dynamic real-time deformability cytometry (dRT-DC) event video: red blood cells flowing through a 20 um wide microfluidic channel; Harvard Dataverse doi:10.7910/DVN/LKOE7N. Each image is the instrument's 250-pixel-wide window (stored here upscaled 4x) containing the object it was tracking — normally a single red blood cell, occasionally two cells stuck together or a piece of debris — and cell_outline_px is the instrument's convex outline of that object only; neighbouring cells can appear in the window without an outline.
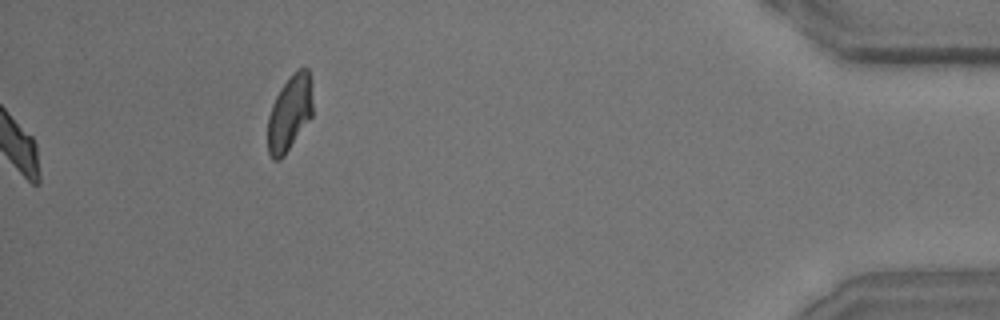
{"species": "common noctule bat (a hibernating species)", "species_latin": "Nyctalus noctula", "temperature_condition": "room temperature", "stored_images_in_passage": 37, "camera_frame_rate_fps": 3000, "um_per_image_px": 0.085, "animal": {"sex": "male", "body_mass_g": 15.6}, "frame": {"image": 1, "passage_image": 37, "time_ms": 12.0, "image_size_px": [1000, 320], "cell_outline_px": [[312, 116], [284, 156], [280, 160], [272, 160], [268, 152], [268, 116], [272, 104], [280, 88], [296, 68], [308, 68], [312, 80]], "centroid_in_image_um": [24.63, 9.58], "position_along_channel_um": 410.6, "area_um2": 20.06}, "authors_computed_cell_mechanics": {"area_um2": 20.2878, "velocity_mm_per_s": 4.0498, "shape_relaxation_time_tau1_ms": 3.1178, "shape_relaxation_time_tau2_ms": 4.0485, "deformation_change_tau1": 0.1541, "deformation_change_tau2": 0.1154}}